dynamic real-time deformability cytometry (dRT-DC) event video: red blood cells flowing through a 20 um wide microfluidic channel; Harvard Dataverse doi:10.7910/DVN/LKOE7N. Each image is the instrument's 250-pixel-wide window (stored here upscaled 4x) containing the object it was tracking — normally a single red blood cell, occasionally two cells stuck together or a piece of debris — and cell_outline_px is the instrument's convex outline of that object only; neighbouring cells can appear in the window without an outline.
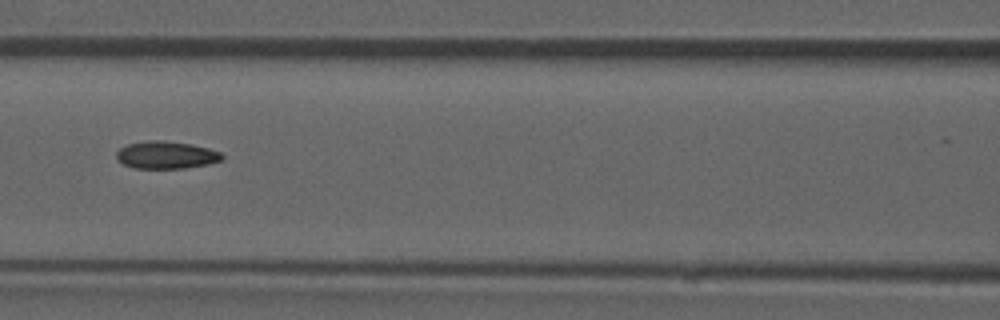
{"species": "common noctule bat (a hibernating species)", "species_latin": "Nyctalus noctula", "temperature_condition": "room temperature", "stored_images_in_passage": 52, "camera_frame_rate_fps": 3000, "um_per_image_px": 0.085, "animal": {"sex": "male", "forearm_length_mm": 52.5}, "frame": {"image": 1, "passage_image": 23, "time_ms": 7.333, "image_size_px": [1000, 320], "cell_outline_px": [[224, 160], [208, 164], [184, 168], [132, 168], [116, 160], [116, 152], [120, 148], [128, 144], [148, 140], [164, 140], [192, 144], [208, 148], [220, 152], [224, 156]], "centroid_in_image_um": [14.13, 13.17], "position_along_channel_um": 152.5, "area_um2": 17.05}, "authors_computed_cell_mechanics": {"area_um2": 17.0221, "velocity_mm_per_s": 3.9143, "shape_relaxation_time_tau1_ms": null, "shape_relaxation_time_tau2_ms": 3.0494, "deformation_change_tau1": null, "deformation_change_tau2": 0.0989}}